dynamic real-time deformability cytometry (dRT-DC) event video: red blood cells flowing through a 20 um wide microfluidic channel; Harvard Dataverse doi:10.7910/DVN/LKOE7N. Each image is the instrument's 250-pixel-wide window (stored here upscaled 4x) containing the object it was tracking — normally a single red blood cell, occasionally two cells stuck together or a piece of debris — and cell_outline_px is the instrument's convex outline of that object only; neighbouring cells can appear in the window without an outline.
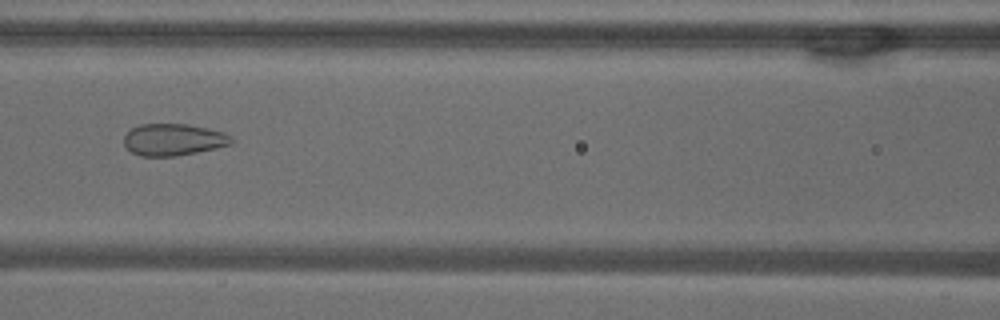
{"species": "common noctule bat (a hibernating species)", "species_latin": "Nyctalus noctula", "temperature_condition": "warm", "stored_images_in_passage": 53, "camera_frame_rate_fps": 3000, "um_per_image_px": 0.085, "animal": {"sex": "male", "body_mass_g": 18.8}, "frame": {"image": 1, "passage_image": 23, "time_ms": 7.333, "image_size_px": [1000, 320], "cell_outline_px": [[232, 144], [216, 148], [176, 156], [140, 156], [132, 152], [124, 144], [124, 136], [132, 128], [140, 124], [188, 124], [224, 132], [232, 136]], "centroid_in_image_um": [14.75, 11.87], "position_along_channel_um": 151.9, "area_um2": 19.88}}
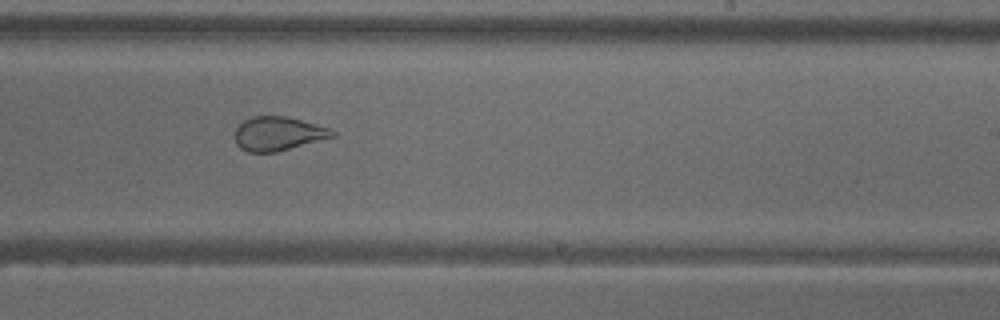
{"frame": {"image": 2, "passage_image": 32, "time_ms": 10.333, "image_size_px": [1000, 320], "cell_outline_px": [[336, 136], [276, 152], [248, 152], [240, 148], [236, 144], [236, 128], [244, 120], [252, 116], [284, 116], [300, 120], [328, 128], [336, 132]], "centroid_in_image_um": [23.63, 11.37], "position_along_channel_um": 265.4, "area_um2": 19.02}}
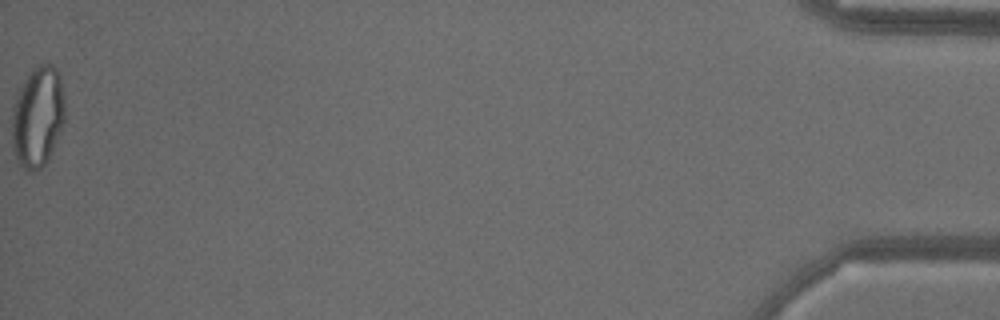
{"frame": {"image": 3, "passage_image": 53, "time_ms": 17.333, "image_size_px": [1000, 320], "cell_outline_px": [[64, 120], [60, 132], [52, 152], [48, 160], [36, 172], [24, 172], [16, 160], [12, 148], [12, 112], [16, 96], [28, 72], [32, 68], [40, 64], [52, 64], [60, 72], [64, 96]], "centroid_in_image_um": [3.2, 9.95], "position_along_channel_um": 432.0, "area_um2": 31.67}, "authors_computed_cell_mechanics": {"area_um2": 26.9926, "velocity_mm_per_s": 3.8021, "shape_relaxation_time_tau1_ms": null, "shape_relaxation_time_tau2_ms": 1.138, "deformation_change_tau1": null, "deformation_change_tau2": 0.076}}